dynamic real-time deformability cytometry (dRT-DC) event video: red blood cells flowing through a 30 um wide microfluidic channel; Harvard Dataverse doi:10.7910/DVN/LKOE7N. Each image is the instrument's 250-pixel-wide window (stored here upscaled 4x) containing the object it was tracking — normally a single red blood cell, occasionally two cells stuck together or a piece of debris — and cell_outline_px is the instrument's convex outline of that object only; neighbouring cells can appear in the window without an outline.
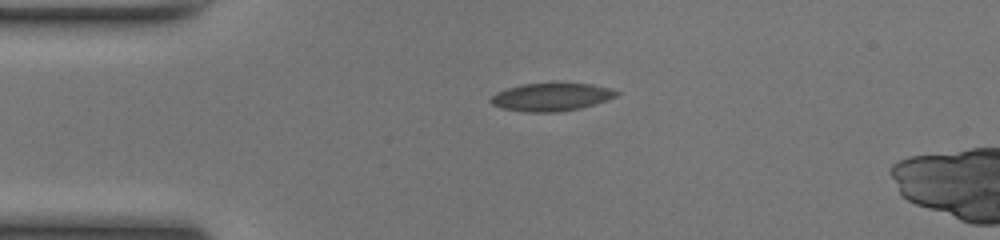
{"species": "common noctule bat (a hibernating species)", "species_latin": "Nyctalus noctula", "temperature_condition": "room temperature", "stored_images_in_passage": 40, "camera_frame_rate_fps": 3000, "um_per_image_px": 0.085, "animal": {"sex": "female", "body_mass_g": 17.0, "forearm_length_mm": 48.0}, "frame": {"image": 1, "passage_image": 1, "time_ms": 0.0, "image_size_px": [1000, 240], "cell_outline_px": [[620, 96], [608, 100], [580, 108], [560, 112], [524, 112], [500, 108], [492, 104], [488, 100], [496, 92], [508, 88], [524, 84], [552, 80], [592, 84], [612, 88], [620, 92]], "centroid_in_image_um": [46.9, 8.2], "position_along_channel_um": 38.1, "area_um2": 21.5}}
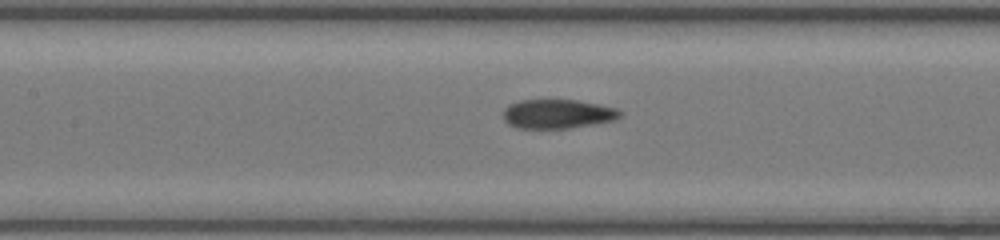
{"frame": {"image": 2, "passage_image": 12, "time_ms": 3.667, "image_size_px": [1000, 240], "cell_outline_px": [[624, 116], [616, 120], [568, 128], [516, 128], [508, 124], [504, 120], [504, 108], [508, 104], [520, 100], [576, 100], [616, 108], [624, 112]], "centroid_in_image_um": [47.41, 9.68], "position_along_channel_um": 160.0, "area_um2": 19.94}}
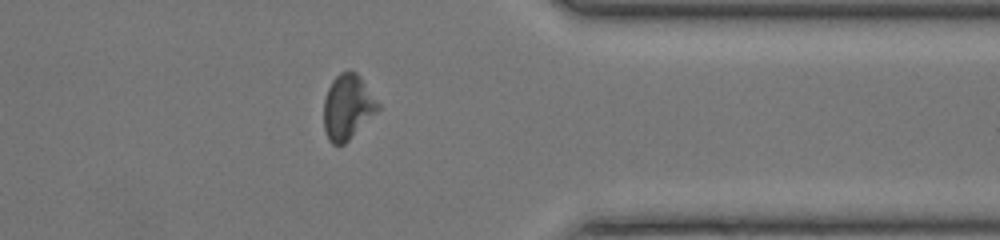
{"frame": {"image": 3, "passage_image": 29, "time_ms": 9.333, "image_size_px": [1000, 240], "cell_outline_px": [[380, 108], [344, 144], [332, 144], [328, 140], [324, 128], [324, 100], [328, 88], [332, 80], [340, 72], [356, 72], [360, 76], [380, 104]], "centroid_in_image_um": [29.54, 9.09], "position_along_channel_um": 381.9, "area_um2": 20.23}, "authors_computed_cell_mechanics": {"area_um2": 20.4323, "velocity_mm_per_s": 4.1511, "shape_relaxation_time_tau1_ms": 8.4461, "shape_relaxation_time_tau2_ms": 2.7328, "deformation_change_tau1": 0.1739, "deformation_change_tau2": 0.0965}}